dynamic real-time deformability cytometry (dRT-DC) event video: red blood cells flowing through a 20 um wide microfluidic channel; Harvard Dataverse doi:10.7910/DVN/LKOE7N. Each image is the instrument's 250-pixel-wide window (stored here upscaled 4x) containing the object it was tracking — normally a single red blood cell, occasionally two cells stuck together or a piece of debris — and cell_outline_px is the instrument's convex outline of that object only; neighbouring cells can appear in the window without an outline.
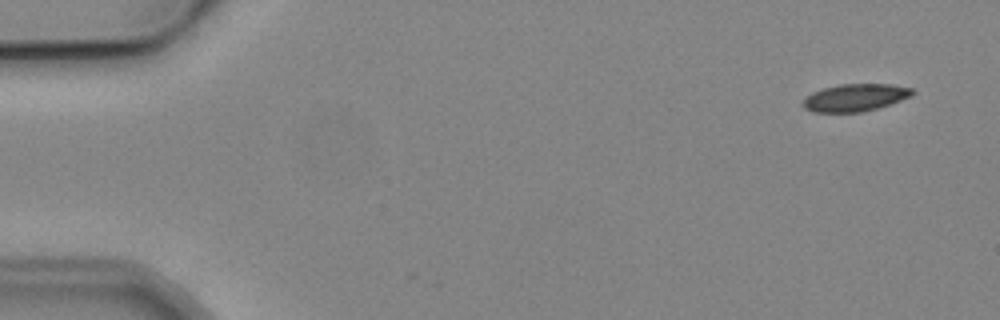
{"species": "common noctule bat (a hibernating species)", "species_latin": "Nyctalus noctula", "temperature_condition": "cold", "stored_images_in_passage": 4, "camera_frame_rate_fps": 3000, "um_per_image_px": 0.085, "animal": {"sex": "male", "body_mass_g": 19.2, "forearm_length_mm": 51.8}, "frame": {"image": 1, "passage_image": 1, "time_ms": 0.0, "image_size_px": [1000, 320], "cell_outline_px": [[916, 92], [912, 96], [876, 108], [860, 112], [812, 112], [804, 108], [804, 96], [812, 92], [824, 88], [840, 84], [892, 84], [912, 88]], "centroid_in_image_um": [72.68, 8.28], "position_along_channel_um": 12.3, "area_um2": 17.4}}
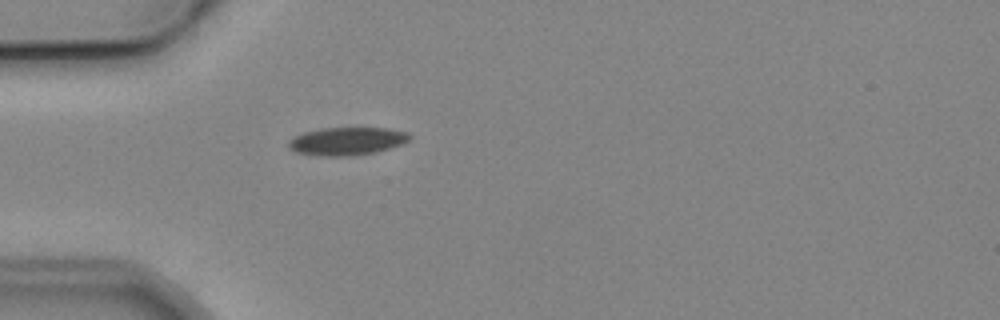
{"frame": {"image": 2, "passage_image": 4, "time_ms": 4.333, "image_size_px": [1000, 320], "cell_outline_px": [[412, 136], [408, 140], [400, 144], [376, 152], [344, 156], [328, 156], [296, 152], [288, 148], [288, 140], [304, 132], [324, 128], [392, 128], [408, 132]], "centroid_in_image_um": [29.5, 11.98], "position_along_channel_um": 55.5, "area_um2": 19.48}}